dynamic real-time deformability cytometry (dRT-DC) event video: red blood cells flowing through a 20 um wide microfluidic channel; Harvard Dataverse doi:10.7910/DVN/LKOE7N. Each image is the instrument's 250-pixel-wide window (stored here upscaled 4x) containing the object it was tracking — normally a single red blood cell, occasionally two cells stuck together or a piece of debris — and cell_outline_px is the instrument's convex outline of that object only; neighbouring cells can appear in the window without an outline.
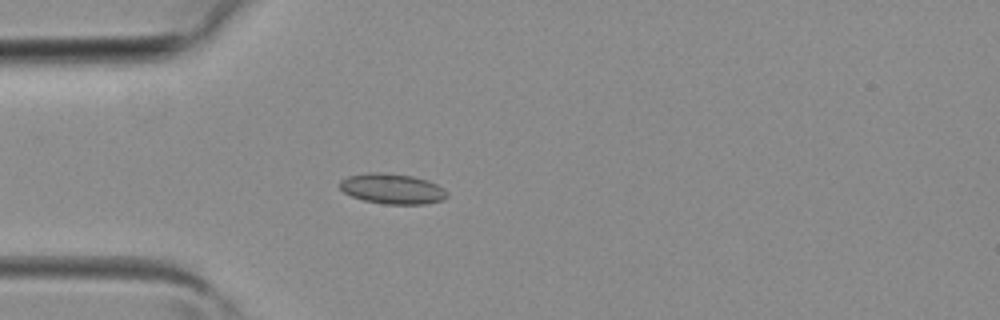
{"species": "common noctule bat (a hibernating species)", "species_latin": "Nyctalus noctula", "temperature_condition": "room temperature", "stored_images_in_passage": 4, "camera_frame_rate_fps": 3000, "um_per_image_px": 0.085, "animal": {"sex": "female", "body_mass_g": 19.3, "forearm_length_mm": 54.1}, "frame": {"image": 1, "passage_image": 4, "time_ms": 1.0, "image_size_px": [1000, 320], "cell_outline_px": [[448, 196], [444, 200], [424, 204], [384, 204], [364, 200], [352, 196], [344, 192], [340, 188], [340, 180], [348, 176], [368, 172], [384, 172], [412, 176], [428, 180], [444, 188], [448, 192]], "centroid_in_image_um": [33.37, 16.04], "position_along_channel_um": 51.6, "area_um2": 19.07}}